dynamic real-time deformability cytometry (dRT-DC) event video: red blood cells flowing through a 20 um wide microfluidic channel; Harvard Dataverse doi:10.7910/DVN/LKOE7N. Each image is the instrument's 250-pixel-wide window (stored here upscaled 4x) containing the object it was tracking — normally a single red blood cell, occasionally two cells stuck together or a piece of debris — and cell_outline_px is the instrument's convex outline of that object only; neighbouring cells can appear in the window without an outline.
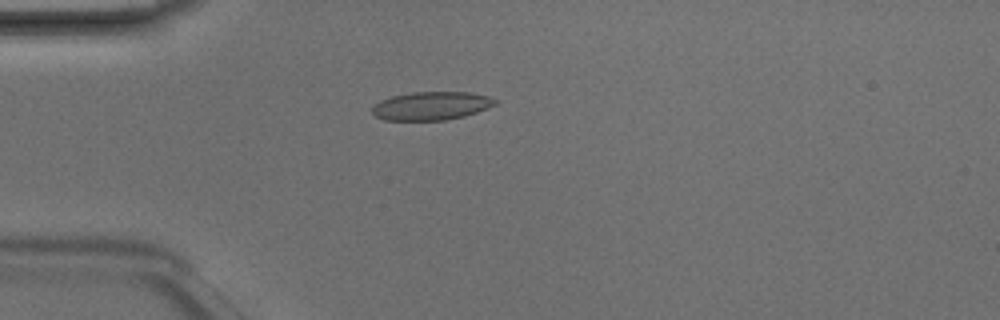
{"species": "Egyptian fruit bat (a non-hibernating species)", "species_latin": "Rousettus aegyptiacus", "temperature_condition": "room temperature", "stored_images_in_passage": 4, "camera_frame_rate_fps": 3000, "um_per_image_px": 0.085, "animal": {"sex": "male"}, "frame": {"image": 1, "passage_image": 4, "time_ms": 1.0, "image_size_px": [1000, 320], "cell_outline_px": [[496, 104], [476, 112], [464, 116], [444, 120], [384, 120], [376, 116], [372, 112], [372, 108], [380, 100], [392, 96], [412, 92], [468, 92], [488, 96], [496, 100]], "centroid_in_image_um": [36.64, 8.99], "position_along_channel_um": 48.4, "area_um2": 20.11}}